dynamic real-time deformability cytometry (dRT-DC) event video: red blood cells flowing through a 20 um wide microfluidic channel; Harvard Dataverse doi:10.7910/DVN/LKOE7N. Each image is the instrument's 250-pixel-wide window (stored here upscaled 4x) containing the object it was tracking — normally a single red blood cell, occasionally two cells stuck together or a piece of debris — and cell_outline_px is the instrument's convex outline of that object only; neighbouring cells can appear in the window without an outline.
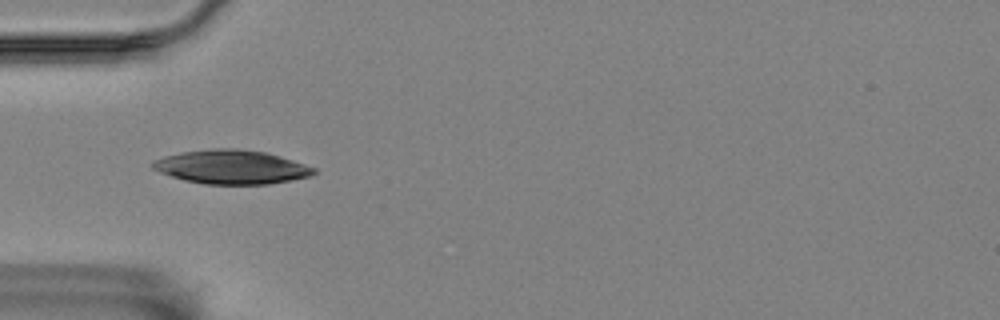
{"species": "Egyptian fruit bat (a non-hibernating species)", "species_latin": "Rousettus aegyptiacus", "temperature_condition": "room temperature", "stored_images_in_passage": 4, "camera_frame_rate_fps": 3000, "um_per_image_px": 0.085, "animal": {"sex": "female"}, "frame": {"image": 1, "passage_image": 2, "time_ms": 0.333, "image_size_px": [1000, 320], "cell_outline_px": [[316, 172], [308, 176], [268, 184], [204, 184], [184, 180], [160, 172], [152, 168], [152, 164], [156, 160], [164, 156], [180, 152], [212, 148], [236, 148], [264, 152], [280, 156], [316, 168]], "centroid_in_image_um": [19.65, 14.18], "position_along_channel_um": 65.4, "area_um2": 31.56}}
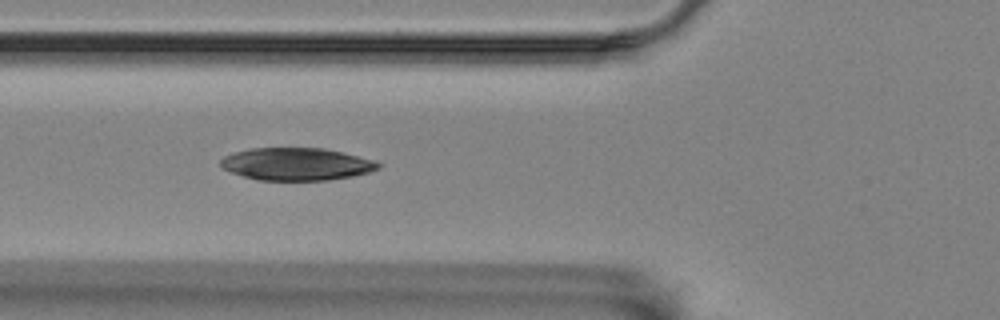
{"frame": {"image": 2, "passage_image": 3, "time_ms": 0.667, "image_size_px": [1000, 320], "cell_outline_px": [[380, 168], [368, 172], [352, 176], [328, 180], [260, 180], [244, 176], [232, 172], [224, 168], [220, 164], [220, 160], [224, 156], [248, 148], [324, 148], [376, 160], [380, 164]], "centroid_in_image_um": [25.22, 13.94], "position_along_channel_um": 100.6, "area_um2": 29.71}}
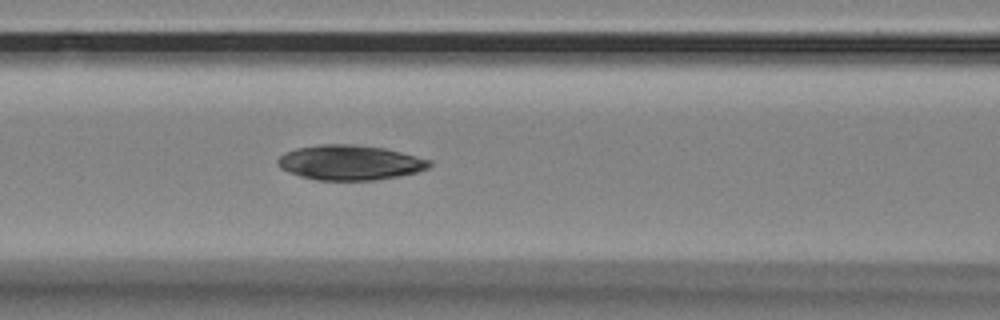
{"frame": {"image": 3, "passage_image": 4, "time_ms": 1.0, "image_size_px": [1000, 320], "cell_outline_px": [[432, 164], [428, 168], [416, 172], [376, 180], [316, 180], [300, 176], [288, 172], [280, 168], [276, 164], [276, 160], [284, 152], [296, 148], [320, 144], [352, 144], [384, 148], [432, 160]], "centroid_in_image_um": [29.7, 13.81], "position_along_channel_um": 136.9, "area_um2": 30.92}}